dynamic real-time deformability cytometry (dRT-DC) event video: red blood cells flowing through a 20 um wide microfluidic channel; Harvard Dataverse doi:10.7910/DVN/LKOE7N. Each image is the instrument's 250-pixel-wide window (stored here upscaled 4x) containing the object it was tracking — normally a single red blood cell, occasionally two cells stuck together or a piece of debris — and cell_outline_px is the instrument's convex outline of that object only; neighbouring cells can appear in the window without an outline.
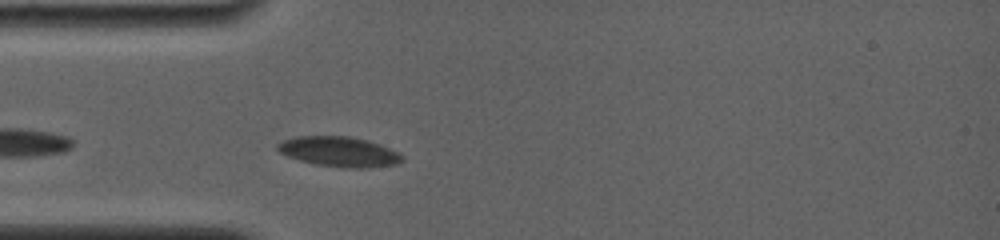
{"species": "common noctule bat (a hibernating species)", "species_latin": "Nyctalus noctula", "temperature_condition": "room temperature", "stored_images_in_passage": 9, "camera_frame_rate_fps": 4000, "um_per_image_px": 0.085, "animal": {"sex": "female", "body_mass_g": 19.0, "forearm_length_mm": 56.7}, "frame": {"image": 1, "passage_image": 7, "time_ms": 1.25, "image_size_px": [1000, 240], "cell_outline_px": [[404, 160], [396, 164], [368, 168], [344, 168], [316, 164], [300, 160], [288, 156], [280, 152], [276, 148], [276, 144], [284, 140], [296, 136], [348, 136], [368, 140], [380, 144], [404, 156]], "centroid_in_image_um": [28.83, 12.89], "position_along_channel_um": 56.2, "area_um2": 21.79}}